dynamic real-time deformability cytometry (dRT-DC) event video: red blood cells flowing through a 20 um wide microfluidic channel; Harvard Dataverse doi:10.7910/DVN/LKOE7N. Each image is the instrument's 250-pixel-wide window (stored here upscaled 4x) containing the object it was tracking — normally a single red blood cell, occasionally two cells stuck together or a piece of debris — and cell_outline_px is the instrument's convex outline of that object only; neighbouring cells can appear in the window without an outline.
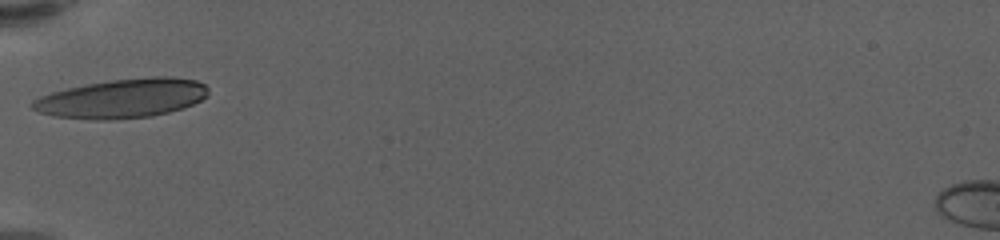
{"species": "human", "species_latin": "Homo sapiens", "temperature_condition": "warm", "stored_images_in_passage": 30, "camera_frame_rate_fps": 3000, "um_per_image_px": 0.085, "donor": {"sex": "female"}, "frame": {"image": 1, "passage_image": 1, "time_ms": 0.0, "image_size_px": [1000, 240], "cell_outline_px": [[208, 96], [184, 108], [152, 116], [108, 120], [96, 120], [56, 116], [40, 112], [32, 108], [28, 104], [32, 100], [40, 96], [52, 92], [68, 88], [88, 84], [112, 80], [152, 76], [172, 76], [196, 80], [204, 84], [208, 88]], "centroid_in_image_um": [10.41, 8.36], "position_along_channel_um": 74.6, "area_um2": 40.11}}
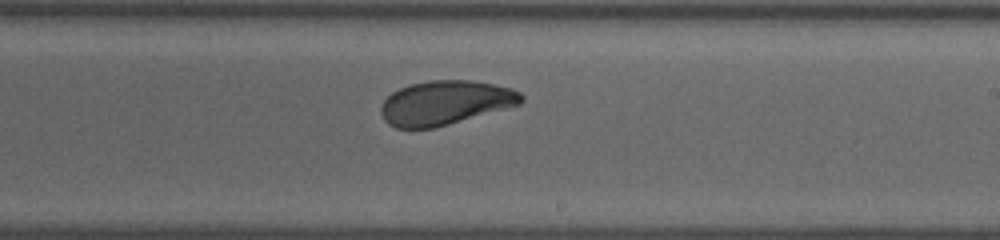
{"frame": {"image": 2, "passage_image": 16, "time_ms": 5.0, "image_size_px": [1000, 240], "cell_outline_px": [[524, 100], [520, 104], [448, 124], [432, 128], [396, 128], [388, 124], [384, 120], [380, 112], [380, 108], [384, 100], [392, 92], [400, 88], [412, 84], [428, 80], [472, 80], [512, 88], [520, 92], [524, 96]], "centroid_in_image_um": [37.83, 8.73], "position_along_channel_um": 251.2, "area_um2": 35.95}}
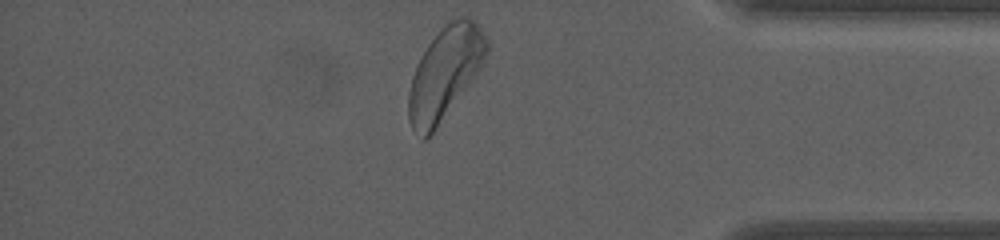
{"frame": {"image": 3, "passage_image": 30, "time_ms": 9.667, "image_size_px": [1000, 240], "cell_outline_px": [[488, 52], [480, 68], [432, 132], [424, 140], [420, 140], [412, 128], [408, 120], [408, 92], [412, 76], [416, 64], [428, 44], [452, 20], [460, 16], [468, 16], [476, 20], [488, 40]], "centroid_in_image_um": [37.8, 6.2], "position_along_channel_um": 397.4, "area_um2": 41.1}, "authors_computed_cell_mechanics": {"area_um2": 36.7897, "velocity_mm_per_s": 3.5606, "shape_relaxation_time_tau1_ms": 2.8615, "shape_relaxation_time_tau2_ms": 4.8357, "deformation_change_tau1": 0.132, "deformation_change_tau2": 0.1126}}